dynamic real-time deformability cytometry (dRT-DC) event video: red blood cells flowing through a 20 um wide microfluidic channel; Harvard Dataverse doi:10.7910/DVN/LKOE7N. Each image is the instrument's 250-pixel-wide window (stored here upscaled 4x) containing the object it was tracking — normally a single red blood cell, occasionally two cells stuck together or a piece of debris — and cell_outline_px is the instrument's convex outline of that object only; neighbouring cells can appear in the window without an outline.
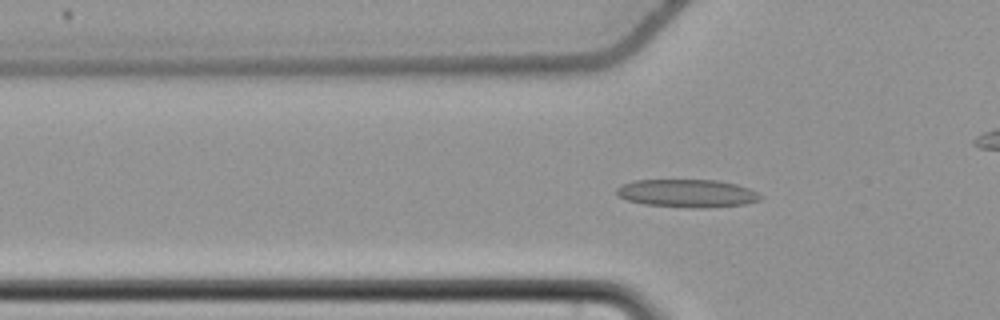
{"species": "common noctule bat (a hibernating species)", "species_latin": "Nyctalus noctula", "temperature_condition": "cold", "stored_images_in_passage": 39, "camera_frame_rate_fps": 3000, "um_per_image_px": 0.085, "animal": {"sex": "female", "body_mass_g": 22.7, "forearm_length_mm": 54.2}, "frame": {"image": 1, "passage_image": 3, "time_ms": 0.667, "image_size_px": [1000, 320], "cell_outline_px": [[764, 196], [760, 200], [744, 204], [704, 208], [700, 208], [644, 204], [628, 200], [616, 196], [616, 188], [620, 184], [636, 180], [720, 180], [736, 184], [748, 188]], "centroid_in_image_um": [58.39, 16.42], "position_along_channel_um": 67.4, "area_um2": 23.47}}
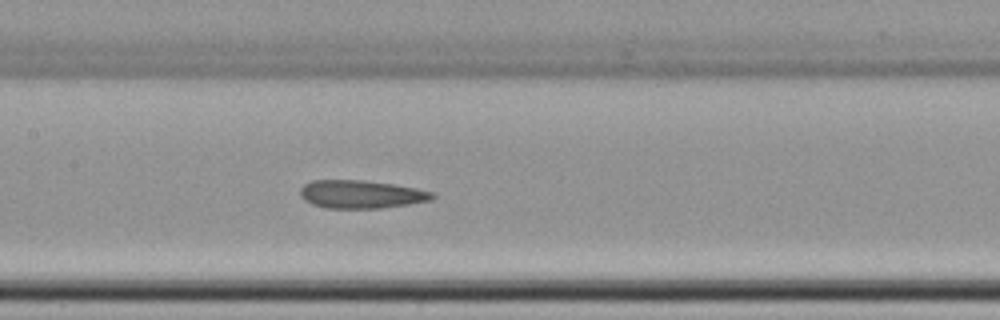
{"frame": {"image": 2, "passage_image": 12, "time_ms": 3.667, "image_size_px": [1000, 320], "cell_outline_px": [[436, 196], [432, 200], [408, 204], [380, 208], [324, 208], [312, 204], [304, 200], [300, 196], [300, 188], [304, 184], [312, 180], [364, 180], [392, 184], [416, 188], [436, 192]], "centroid_in_image_um": [30.7, 16.51], "position_along_channel_um": 176.7, "area_um2": 21.79}}
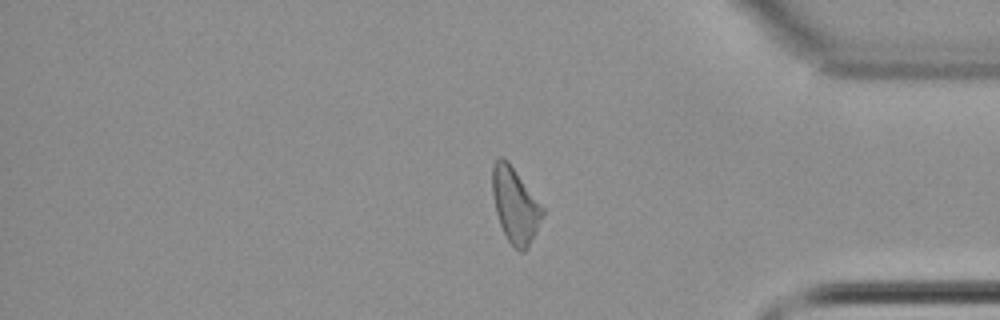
{"frame": {"image": 3, "passage_image": 31, "time_ms": 10.0, "image_size_px": [1000, 320], "cell_outline_px": [[544, 212], [528, 248], [524, 252], [520, 252], [508, 240], [500, 224], [496, 212], [492, 196], [492, 164], [500, 156], [504, 156], [508, 160], [544, 208]], "centroid_in_image_um": [43.76, 17.4], "position_along_channel_um": 391.4, "area_um2": 21.85}}